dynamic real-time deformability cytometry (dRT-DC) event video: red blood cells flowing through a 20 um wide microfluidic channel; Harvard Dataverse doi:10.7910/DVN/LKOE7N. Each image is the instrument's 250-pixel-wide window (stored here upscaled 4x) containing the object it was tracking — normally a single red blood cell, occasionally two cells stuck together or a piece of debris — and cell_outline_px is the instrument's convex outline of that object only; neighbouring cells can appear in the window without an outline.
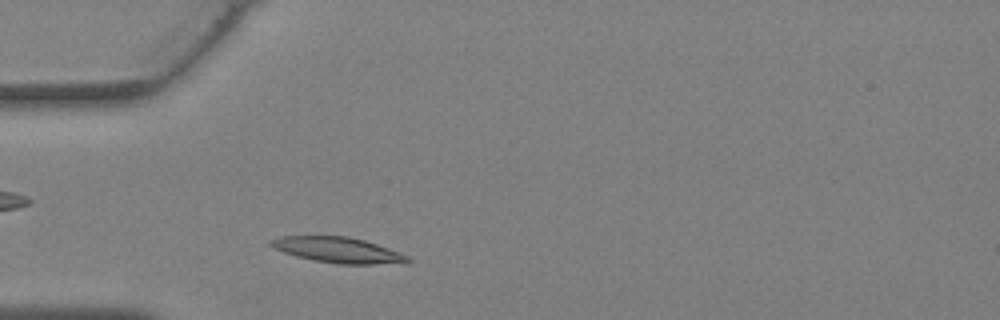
{"species": "Egyptian fruit bat (a non-hibernating species)", "species_latin": "Rousettus aegyptiacus", "temperature_condition": "warm", "stored_images_in_passage": 28, "camera_frame_rate_fps": 3000, "um_per_image_px": 0.085, "animal": {"sex": "female"}, "frame": {"image": 1, "passage_image": 3, "time_ms": 0.667, "image_size_px": [1000, 320], "cell_outline_px": [[412, 260], [408, 264], [340, 264], [312, 260], [296, 256], [284, 252], [268, 244], [272, 240], [280, 236], [348, 236], [364, 240], [388, 248], [408, 256]], "centroid_in_image_um": [28.79, 21.26], "position_along_channel_um": 56.2, "area_um2": 20.4}}
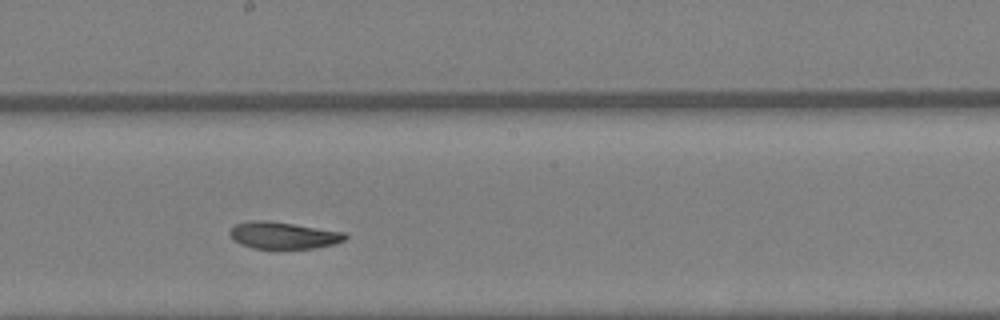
{"frame": {"image": 2, "passage_image": 13, "time_ms": 4.0, "image_size_px": [1000, 320], "cell_outline_px": [[348, 236], [344, 240], [336, 244], [312, 248], [252, 248], [240, 244], [232, 240], [228, 232], [236, 224], [252, 220], [268, 220], [344, 232]], "centroid_in_image_um": [24.05, 20.0], "position_along_channel_um": 224.1, "area_um2": 18.03}}
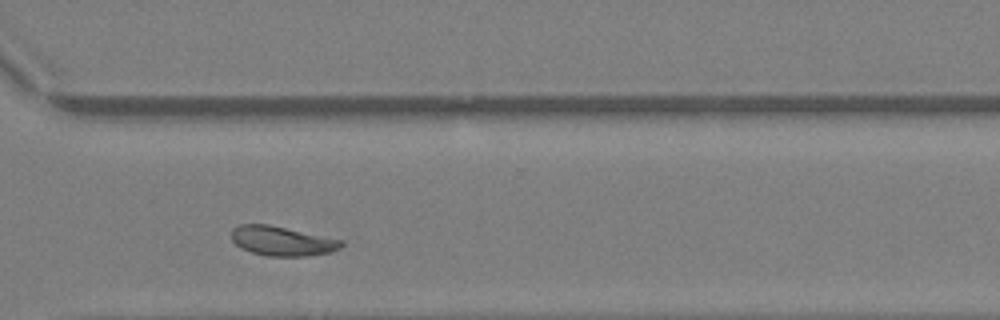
{"frame": {"image": 3, "passage_image": 20, "time_ms": 6.333, "image_size_px": [1000, 320], "cell_outline_px": [[344, 244], [340, 248], [332, 252], [308, 256], [268, 256], [252, 252], [240, 248], [232, 240], [232, 228], [240, 224], [268, 224], [344, 240]], "centroid_in_image_um": [24.0, 20.49], "position_along_channel_um": 346.6, "area_um2": 18.96}}